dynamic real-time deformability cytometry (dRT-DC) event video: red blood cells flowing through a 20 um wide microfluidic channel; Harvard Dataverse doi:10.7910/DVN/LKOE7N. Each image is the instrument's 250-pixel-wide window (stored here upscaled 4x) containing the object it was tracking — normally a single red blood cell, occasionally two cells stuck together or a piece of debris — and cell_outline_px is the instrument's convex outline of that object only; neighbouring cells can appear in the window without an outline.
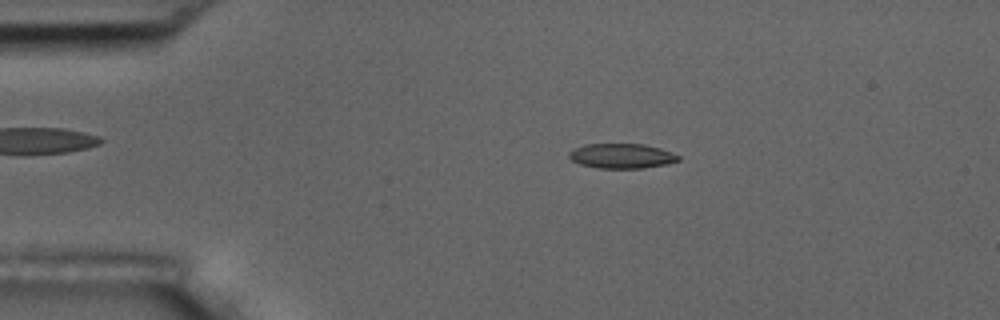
{"species": "common noctule bat (a hibernating species)", "species_latin": "Nyctalus noctula", "temperature_condition": "room temperature", "stored_images_in_passage": 56, "camera_frame_rate_fps": 3000, "um_per_image_px": 0.085, "animal": {"sex": "male", "body_mass_g": 17.5, "forearm_length_mm": 52.3}, "frame": {"image": 1, "passage_image": 11, "time_ms": 3.333, "image_size_px": [1000, 320], "cell_outline_px": [[680, 160], [668, 164], [644, 168], [596, 168], [580, 164], [572, 160], [568, 156], [568, 152], [584, 144], [644, 144], [660, 148], [680, 156]], "centroid_in_image_um": [52.85, 13.26], "position_along_channel_um": 32.2, "area_um2": 15.84}}
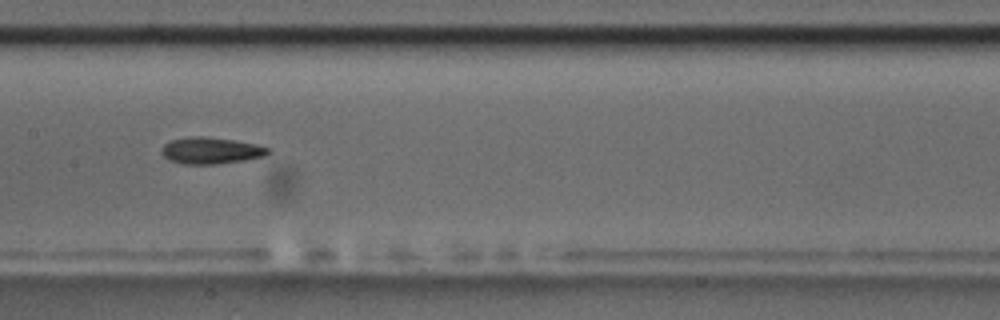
{"frame": {"image": 2, "passage_image": 28, "time_ms": 9.0, "image_size_px": [1000, 320], "cell_outline_px": [[268, 152], [264, 156], [244, 160], [216, 164], [184, 164], [168, 160], [160, 152], [160, 148], [168, 140], [192, 136], [204, 136], [236, 140], [256, 144], [268, 148]], "centroid_in_image_um": [17.85, 12.79], "position_along_channel_um": 189.5, "area_um2": 16.59}}
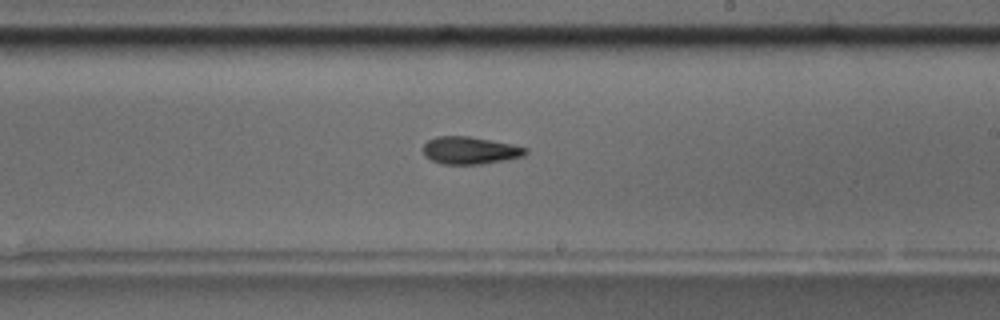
{"frame": {"image": 3, "passage_image": 33, "time_ms": 10.667, "image_size_px": [1000, 320], "cell_outline_px": [[528, 152], [524, 156], [504, 160], [480, 164], [440, 164], [424, 156], [424, 144], [428, 140], [436, 136], [468, 136], [512, 144], [528, 148]], "centroid_in_image_um": [39.95, 12.78], "position_along_channel_um": 249.1, "area_um2": 16.36}, "authors_computed_cell_mechanics": {"area_um2": 16.184, "velocity_mm_per_s": 3.5933, "shape_relaxation_time_tau1_ms": 6.5882, "shape_relaxation_time_tau2_ms": 4.0812, "deformation_change_tau1": 0.1636, "deformation_change_tau2": 0.1034}}